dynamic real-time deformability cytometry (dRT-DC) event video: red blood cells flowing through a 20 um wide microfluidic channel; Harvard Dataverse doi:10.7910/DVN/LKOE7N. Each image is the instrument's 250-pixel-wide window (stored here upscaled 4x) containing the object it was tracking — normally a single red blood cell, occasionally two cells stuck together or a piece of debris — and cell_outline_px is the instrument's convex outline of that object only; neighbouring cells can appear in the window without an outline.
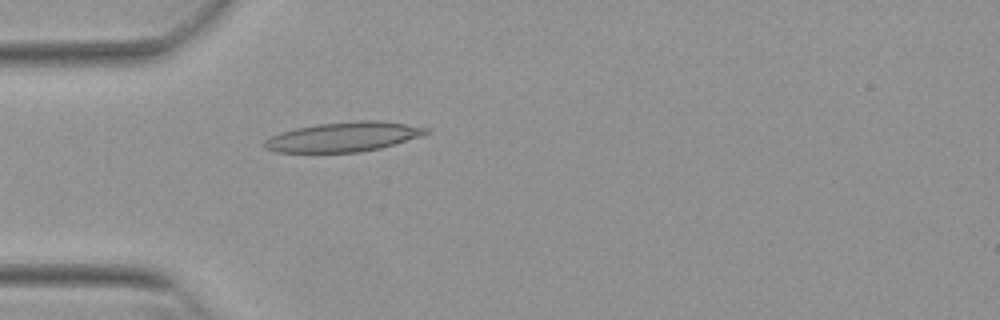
{"species": "Egyptian fruit bat (a non-hibernating species)", "species_latin": "Rousettus aegyptiacus", "temperature_condition": "warm", "stored_images_in_passage": 52, "camera_frame_rate_fps": 3000, "um_per_image_px": 0.085, "animal": {"sex": "female"}, "frame": {"image": 1, "passage_image": 15, "time_ms": 4.667, "image_size_px": [1000, 320], "cell_outline_px": [[432, 132], [396, 144], [380, 148], [360, 152], [276, 152], [264, 148], [260, 144], [264, 140], [280, 132], [296, 128], [316, 124], [356, 120], [380, 120], [428, 128]], "centroid_in_image_um": [29.17, 11.63], "position_along_channel_um": 55.8, "area_um2": 28.03}}
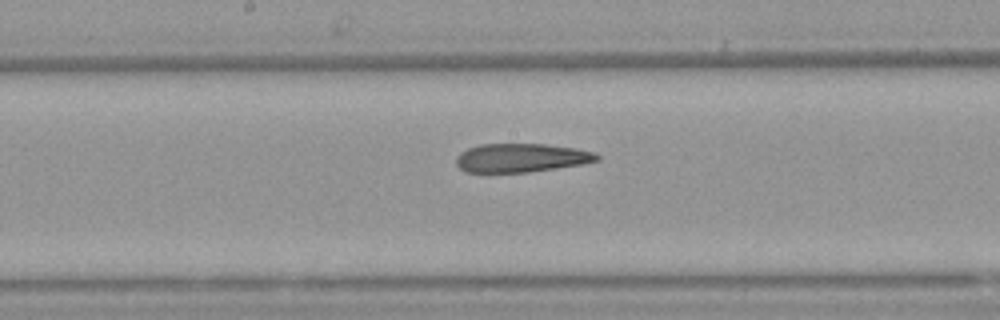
{"frame": {"image": 2, "passage_image": 27, "time_ms": 8.667, "image_size_px": [1000, 320], "cell_outline_px": [[600, 160], [584, 164], [528, 172], [464, 172], [456, 164], [456, 156], [460, 152], [468, 148], [480, 144], [544, 144], [576, 148], [596, 152], [600, 156]], "centroid_in_image_um": [44.32, 13.41], "position_along_channel_um": 203.9, "area_um2": 23.7}}
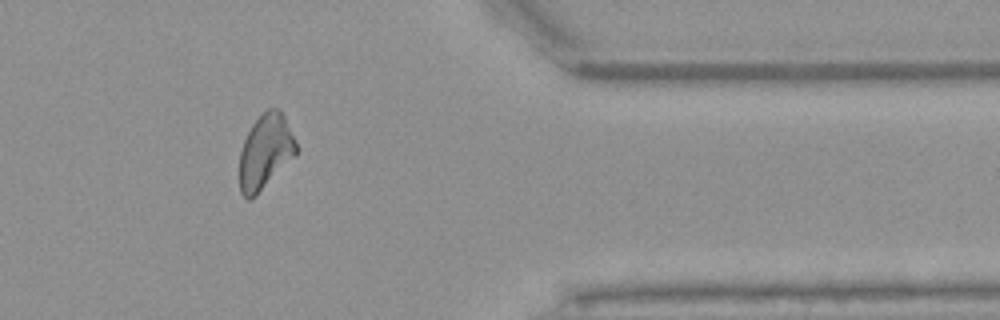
{"frame": {"image": 3, "passage_image": 43, "time_ms": 14.0, "image_size_px": [1000, 320], "cell_outline_px": [[296, 156], [252, 200], [248, 200], [240, 192], [240, 152], [244, 140], [252, 124], [268, 108], [280, 108], [284, 116], [296, 144]], "centroid_in_image_um": [22.55, 12.93], "position_along_channel_um": 388.9, "area_um2": 24.57}, "authors_computed_cell_mechanics": {"area_um2": 25.6054, "velocity_mm_per_s": 3.841, "shape_relaxation_time_tau1_ms": null, "shape_relaxation_time_tau2_ms": 4.6846, "deformation_change_tau1": null, "deformation_change_tau2": 0.1597}}